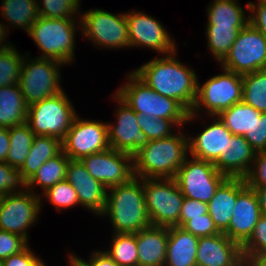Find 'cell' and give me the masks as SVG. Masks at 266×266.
Segmentation results:
<instances>
[{"label": "cell", "instance_id": "836d02e7", "mask_svg": "<svg viewBox=\"0 0 266 266\" xmlns=\"http://www.w3.org/2000/svg\"><path fill=\"white\" fill-rule=\"evenodd\" d=\"M110 241L105 252L119 266H138L136 233H112Z\"/></svg>", "mask_w": 266, "mask_h": 266}, {"label": "cell", "instance_id": "60d3db41", "mask_svg": "<svg viewBox=\"0 0 266 266\" xmlns=\"http://www.w3.org/2000/svg\"><path fill=\"white\" fill-rule=\"evenodd\" d=\"M27 189L19 168H14L6 162H0V197L10 193L23 192Z\"/></svg>", "mask_w": 266, "mask_h": 266}, {"label": "cell", "instance_id": "c3c4849f", "mask_svg": "<svg viewBox=\"0 0 266 266\" xmlns=\"http://www.w3.org/2000/svg\"><path fill=\"white\" fill-rule=\"evenodd\" d=\"M70 255L79 266H119L104 250H93L88 260L73 252Z\"/></svg>", "mask_w": 266, "mask_h": 266}, {"label": "cell", "instance_id": "7a4b0ae2", "mask_svg": "<svg viewBox=\"0 0 266 266\" xmlns=\"http://www.w3.org/2000/svg\"><path fill=\"white\" fill-rule=\"evenodd\" d=\"M184 127L169 137L151 140L133 155L134 176L138 178H174L189 156L188 134Z\"/></svg>", "mask_w": 266, "mask_h": 266}, {"label": "cell", "instance_id": "f907efd6", "mask_svg": "<svg viewBox=\"0 0 266 266\" xmlns=\"http://www.w3.org/2000/svg\"><path fill=\"white\" fill-rule=\"evenodd\" d=\"M9 146V128H0V162H6Z\"/></svg>", "mask_w": 266, "mask_h": 266}, {"label": "cell", "instance_id": "7dc6e473", "mask_svg": "<svg viewBox=\"0 0 266 266\" xmlns=\"http://www.w3.org/2000/svg\"><path fill=\"white\" fill-rule=\"evenodd\" d=\"M43 259L36 256L30 244L20 253L11 255L0 264L1 266H37Z\"/></svg>", "mask_w": 266, "mask_h": 266}, {"label": "cell", "instance_id": "cb8c5ba5", "mask_svg": "<svg viewBox=\"0 0 266 266\" xmlns=\"http://www.w3.org/2000/svg\"><path fill=\"white\" fill-rule=\"evenodd\" d=\"M199 238L180 226L168 228V243L164 266H197Z\"/></svg>", "mask_w": 266, "mask_h": 266}, {"label": "cell", "instance_id": "ab89813d", "mask_svg": "<svg viewBox=\"0 0 266 266\" xmlns=\"http://www.w3.org/2000/svg\"><path fill=\"white\" fill-rule=\"evenodd\" d=\"M243 258L252 263L266 256V215H261L249 239L241 246Z\"/></svg>", "mask_w": 266, "mask_h": 266}, {"label": "cell", "instance_id": "7c38bea8", "mask_svg": "<svg viewBox=\"0 0 266 266\" xmlns=\"http://www.w3.org/2000/svg\"><path fill=\"white\" fill-rule=\"evenodd\" d=\"M226 178L212 162L189 155L179 167L174 180L184 197L209 203Z\"/></svg>", "mask_w": 266, "mask_h": 266}, {"label": "cell", "instance_id": "f1b7e54d", "mask_svg": "<svg viewBox=\"0 0 266 266\" xmlns=\"http://www.w3.org/2000/svg\"><path fill=\"white\" fill-rule=\"evenodd\" d=\"M206 11L207 25L246 26L250 20L239 0H212Z\"/></svg>", "mask_w": 266, "mask_h": 266}, {"label": "cell", "instance_id": "74e56055", "mask_svg": "<svg viewBox=\"0 0 266 266\" xmlns=\"http://www.w3.org/2000/svg\"><path fill=\"white\" fill-rule=\"evenodd\" d=\"M24 55L14 44L0 50V87L18 84Z\"/></svg>", "mask_w": 266, "mask_h": 266}, {"label": "cell", "instance_id": "bcb514c9", "mask_svg": "<svg viewBox=\"0 0 266 266\" xmlns=\"http://www.w3.org/2000/svg\"><path fill=\"white\" fill-rule=\"evenodd\" d=\"M208 209V203L185 197L179 216V226L181 227L191 218L202 217V215L208 213Z\"/></svg>", "mask_w": 266, "mask_h": 266}, {"label": "cell", "instance_id": "6f0895ef", "mask_svg": "<svg viewBox=\"0 0 266 266\" xmlns=\"http://www.w3.org/2000/svg\"><path fill=\"white\" fill-rule=\"evenodd\" d=\"M240 266H254L252 263L250 262H243Z\"/></svg>", "mask_w": 266, "mask_h": 266}, {"label": "cell", "instance_id": "1f68e13d", "mask_svg": "<svg viewBox=\"0 0 266 266\" xmlns=\"http://www.w3.org/2000/svg\"><path fill=\"white\" fill-rule=\"evenodd\" d=\"M260 115L261 112L242 101L221 111L217 116L232 134L243 136Z\"/></svg>", "mask_w": 266, "mask_h": 266}, {"label": "cell", "instance_id": "4fadbf2b", "mask_svg": "<svg viewBox=\"0 0 266 266\" xmlns=\"http://www.w3.org/2000/svg\"><path fill=\"white\" fill-rule=\"evenodd\" d=\"M40 214L39 195L28 189L7 194L0 201V229L18 234L29 242L28 230L37 223Z\"/></svg>", "mask_w": 266, "mask_h": 266}, {"label": "cell", "instance_id": "ba28073f", "mask_svg": "<svg viewBox=\"0 0 266 266\" xmlns=\"http://www.w3.org/2000/svg\"><path fill=\"white\" fill-rule=\"evenodd\" d=\"M25 53L18 81L25 102L30 105L63 91L60 69L65 64Z\"/></svg>", "mask_w": 266, "mask_h": 266}, {"label": "cell", "instance_id": "2e32d148", "mask_svg": "<svg viewBox=\"0 0 266 266\" xmlns=\"http://www.w3.org/2000/svg\"><path fill=\"white\" fill-rule=\"evenodd\" d=\"M81 162L90 175L107 189L127 183L135 177L133 156L112 148L83 157Z\"/></svg>", "mask_w": 266, "mask_h": 266}, {"label": "cell", "instance_id": "e0dca14e", "mask_svg": "<svg viewBox=\"0 0 266 266\" xmlns=\"http://www.w3.org/2000/svg\"><path fill=\"white\" fill-rule=\"evenodd\" d=\"M111 97L118 106L115 113H113L116 121L113 123L112 121L107 122L110 148L133 156L149 140L138 125L136 112L115 92Z\"/></svg>", "mask_w": 266, "mask_h": 266}, {"label": "cell", "instance_id": "f6af8a7d", "mask_svg": "<svg viewBox=\"0 0 266 266\" xmlns=\"http://www.w3.org/2000/svg\"><path fill=\"white\" fill-rule=\"evenodd\" d=\"M249 187H266V151H258L244 178Z\"/></svg>", "mask_w": 266, "mask_h": 266}, {"label": "cell", "instance_id": "b9f144b4", "mask_svg": "<svg viewBox=\"0 0 266 266\" xmlns=\"http://www.w3.org/2000/svg\"><path fill=\"white\" fill-rule=\"evenodd\" d=\"M29 245L22 236L0 229V263L11 255L20 253Z\"/></svg>", "mask_w": 266, "mask_h": 266}, {"label": "cell", "instance_id": "d4e9b609", "mask_svg": "<svg viewBox=\"0 0 266 266\" xmlns=\"http://www.w3.org/2000/svg\"><path fill=\"white\" fill-rule=\"evenodd\" d=\"M236 202L237 178H226L208 203V214L222 233L229 226Z\"/></svg>", "mask_w": 266, "mask_h": 266}, {"label": "cell", "instance_id": "7bdbcfd3", "mask_svg": "<svg viewBox=\"0 0 266 266\" xmlns=\"http://www.w3.org/2000/svg\"><path fill=\"white\" fill-rule=\"evenodd\" d=\"M181 227L198 238L221 233L208 213L189 219Z\"/></svg>", "mask_w": 266, "mask_h": 266}, {"label": "cell", "instance_id": "ffe728a7", "mask_svg": "<svg viewBox=\"0 0 266 266\" xmlns=\"http://www.w3.org/2000/svg\"><path fill=\"white\" fill-rule=\"evenodd\" d=\"M196 262L197 266H240L245 260L241 246L221 232L199 238Z\"/></svg>", "mask_w": 266, "mask_h": 266}, {"label": "cell", "instance_id": "5bb4252c", "mask_svg": "<svg viewBox=\"0 0 266 266\" xmlns=\"http://www.w3.org/2000/svg\"><path fill=\"white\" fill-rule=\"evenodd\" d=\"M62 147L65 155L72 160H81L109 149L107 122L82 119L79 114L76 115L62 140Z\"/></svg>", "mask_w": 266, "mask_h": 266}, {"label": "cell", "instance_id": "8fae6325", "mask_svg": "<svg viewBox=\"0 0 266 266\" xmlns=\"http://www.w3.org/2000/svg\"><path fill=\"white\" fill-rule=\"evenodd\" d=\"M219 64L240 75L266 70V38L249 22Z\"/></svg>", "mask_w": 266, "mask_h": 266}, {"label": "cell", "instance_id": "9f6ffc18", "mask_svg": "<svg viewBox=\"0 0 266 266\" xmlns=\"http://www.w3.org/2000/svg\"><path fill=\"white\" fill-rule=\"evenodd\" d=\"M248 3H264V4H266V0H256V2L254 1H249Z\"/></svg>", "mask_w": 266, "mask_h": 266}, {"label": "cell", "instance_id": "f546056e", "mask_svg": "<svg viewBox=\"0 0 266 266\" xmlns=\"http://www.w3.org/2000/svg\"><path fill=\"white\" fill-rule=\"evenodd\" d=\"M68 161L69 158L63 151L56 157L48 159L27 182V189L40 196L36 190L38 186L44 193L57 182L65 180Z\"/></svg>", "mask_w": 266, "mask_h": 266}, {"label": "cell", "instance_id": "603a6c76", "mask_svg": "<svg viewBox=\"0 0 266 266\" xmlns=\"http://www.w3.org/2000/svg\"><path fill=\"white\" fill-rule=\"evenodd\" d=\"M138 266H164L168 228L150 225L136 232Z\"/></svg>", "mask_w": 266, "mask_h": 266}, {"label": "cell", "instance_id": "681fc988", "mask_svg": "<svg viewBox=\"0 0 266 266\" xmlns=\"http://www.w3.org/2000/svg\"><path fill=\"white\" fill-rule=\"evenodd\" d=\"M245 7L249 11V22L266 38V4L247 3Z\"/></svg>", "mask_w": 266, "mask_h": 266}, {"label": "cell", "instance_id": "db71d44e", "mask_svg": "<svg viewBox=\"0 0 266 266\" xmlns=\"http://www.w3.org/2000/svg\"><path fill=\"white\" fill-rule=\"evenodd\" d=\"M252 264L254 266H266V256L255 259Z\"/></svg>", "mask_w": 266, "mask_h": 266}, {"label": "cell", "instance_id": "f5cc1de1", "mask_svg": "<svg viewBox=\"0 0 266 266\" xmlns=\"http://www.w3.org/2000/svg\"><path fill=\"white\" fill-rule=\"evenodd\" d=\"M3 21L0 22V50L7 48L14 43L10 42L7 39V35H9V32L7 31V28L5 26L6 23H2ZM12 43V44H11Z\"/></svg>", "mask_w": 266, "mask_h": 266}, {"label": "cell", "instance_id": "4316f807", "mask_svg": "<svg viewBox=\"0 0 266 266\" xmlns=\"http://www.w3.org/2000/svg\"><path fill=\"white\" fill-rule=\"evenodd\" d=\"M28 106L19 84L0 87V128L26 123Z\"/></svg>", "mask_w": 266, "mask_h": 266}, {"label": "cell", "instance_id": "277c9868", "mask_svg": "<svg viewBox=\"0 0 266 266\" xmlns=\"http://www.w3.org/2000/svg\"><path fill=\"white\" fill-rule=\"evenodd\" d=\"M81 30L80 18H45L39 16L27 33L42 55L38 58L52 59L70 65L75 61L76 33Z\"/></svg>", "mask_w": 266, "mask_h": 266}, {"label": "cell", "instance_id": "4dcf8cb0", "mask_svg": "<svg viewBox=\"0 0 266 266\" xmlns=\"http://www.w3.org/2000/svg\"><path fill=\"white\" fill-rule=\"evenodd\" d=\"M205 27L207 48L213 59L219 64L228 54L239 31L245 26L205 25Z\"/></svg>", "mask_w": 266, "mask_h": 266}, {"label": "cell", "instance_id": "484cf974", "mask_svg": "<svg viewBox=\"0 0 266 266\" xmlns=\"http://www.w3.org/2000/svg\"><path fill=\"white\" fill-rule=\"evenodd\" d=\"M62 151L61 139L53 136L35 135L29 154L19 168L24 180L28 182L48 159L56 157Z\"/></svg>", "mask_w": 266, "mask_h": 266}, {"label": "cell", "instance_id": "8992f818", "mask_svg": "<svg viewBox=\"0 0 266 266\" xmlns=\"http://www.w3.org/2000/svg\"><path fill=\"white\" fill-rule=\"evenodd\" d=\"M125 78V83L114 92L135 112L156 119L188 118L189 112L178 101L158 94L133 71L127 72Z\"/></svg>", "mask_w": 266, "mask_h": 266}, {"label": "cell", "instance_id": "680465c9", "mask_svg": "<svg viewBox=\"0 0 266 266\" xmlns=\"http://www.w3.org/2000/svg\"><path fill=\"white\" fill-rule=\"evenodd\" d=\"M45 261L42 260L37 266H47L46 262L44 263Z\"/></svg>", "mask_w": 266, "mask_h": 266}, {"label": "cell", "instance_id": "9c48e42d", "mask_svg": "<svg viewBox=\"0 0 266 266\" xmlns=\"http://www.w3.org/2000/svg\"><path fill=\"white\" fill-rule=\"evenodd\" d=\"M81 33L98 49H127L129 46L128 22L125 12L111 13L104 9H90L80 13Z\"/></svg>", "mask_w": 266, "mask_h": 266}, {"label": "cell", "instance_id": "8d00e7d4", "mask_svg": "<svg viewBox=\"0 0 266 266\" xmlns=\"http://www.w3.org/2000/svg\"><path fill=\"white\" fill-rule=\"evenodd\" d=\"M43 199H46L45 201L52 204L59 213H61L63 209L68 210L75 206L77 207V205L79 206L76 190L66 180L57 182L44 193H40L41 210L44 205Z\"/></svg>", "mask_w": 266, "mask_h": 266}, {"label": "cell", "instance_id": "d6a6232c", "mask_svg": "<svg viewBox=\"0 0 266 266\" xmlns=\"http://www.w3.org/2000/svg\"><path fill=\"white\" fill-rule=\"evenodd\" d=\"M34 136L26 123L9 128L10 146L6 163L20 168L29 154Z\"/></svg>", "mask_w": 266, "mask_h": 266}, {"label": "cell", "instance_id": "e575fe53", "mask_svg": "<svg viewBox=\"0 0 266 266\" xmlns=\"http://www.w3.org/2000/svg\"><path fill=\"white\" fill-rule=\"evenodd\" d=\"M243 102L266 113V70L242 75Z\"/></svg>", "mask_w": 266, "mask_h": 266}, {"label": "cell", "instance_id": "9a60e30c", "mask_svg": "<svg viewBox=\"0 0 266 266\" xmlns=\"http://www.w3.org/2000/svg\"><path fill=\"white\" fill-rule=\"evenodd\" d=\"M125 15L130 48H149L161 56L174 53L179 48L176 40L158 19L135 9L125 12Z\"/></svg>", "mask_w": 266, "mask_h": 266}, {"label": "cell", "instance_id": "5b68a950", "mask_svg": "<svg viewBox=\"0 0 266 266\" xmlns=\"http://www.w3.org/2000/svg\"><path fill=\"white\" fill-rule=\"evenodd\" d=\"M222 73L197 81V95L186 125L202 116H216L243 100L242 75L221 67ZM205 112V113H204Z\"/></svg>", "mask_w": 266, "mask_h": 266}, {"label": "cell", "instance_id": "52a82bcc", "mask_svg": "<svg viewBox=\"0 0 266 266\" xmlns=\"http://www.w3.org/2000/svg\"><path fill=\"white\" fill-rule=\"evenodd\" d=\"M77 114L70 97L63 90L30 104L26 124L34 135L53 136L63 140Z\"/></svg>", "mask_w": 266, "mask_h": 266}, {"label": "cell", "instance_id": "d6986e66", "mask_svg": "<svg viewBox=\"0 0 266 266\" xmlns=\"http://www.w3.org/2000/svg\"><path fill=\"white\" fill-rule=\"evenodd\" d=\"M65 180L76 190L79 206L100 217L106 207L107 188L90 175L81 160L69 159Z\"/></svg>", "mask_w": 266, "mask_h": 266}, {"label": "cell", "instance_id": "3957f363", "mask_svg": "<svg viewBox=\"0 0 266 266\" xmlns=\"http://www.w3.org/2000/svg\"><path fill=\"white\" fill-rule=\"evenodd\" d=\"M108 217L112 233H136L151 225L145 204L142 178L107 189L106 207L100 217Z\"/></svg>", "mask_w": 266, "mask_h": 266}, {"label": "cell", "instance_id": "6da1fadb", "mask_svg": "<svg viewBox=\"0 0 266 266\" xmlns=\"http://www.w3.org/2000/svg\"><path fill=\"white\" fill-rule=\"evenodd\" d=\"M177 52L155 56L132 71L155 92L175 99L190 113L199 79L193 68L178 60Z\"/></svg>", "mask_w": 266, "mask_h": 266}, {"label": "cell", "instance_id": "83f0119b", "mask_svg": "<svg viewBox=\"0 0 266 266\" xmlns=\"http://www.w3.org/2000/svg\"><path fill=\"white\" fill-rule=\"evenodd\" d=\"M0 8L8 32L13 26L28 33L39 17L37 0H3Z\"/></svg>", "mask_w": 266, "mask_h": 266}, {"label": "cell", "instance_id": "7402d4cb", "mask_svg": "<svg viewBox=\"0 0 266 266\" xmlns=\"http://www.w3.org/2000/svg\"><path fill=\"white\" fill-rule=\"evenodd\" d=\"M256 153L243 136L232 134L227 141L226 153H221L213 165L227 178L244 179L251 169Z\"/></svg>", "mask_w": 266, "mask_h": 266}, {"label": "cell", "instance_id": "11a10c76", "mask_svg": "<svg viewBox=\"0 0 266 266\" xmlns=\"http://www.w3.org/2000/svg\"><path fill=\"white\" fill-rule=\"evenodd\" d=\"M67 255L69 257L68 260H67L68 261L67 262L68 263V266H76V262L72 259L71 255H70V250L68 251V254Z\"/></svg>", "mask_w": 266, "mask_h": 266}, {"label": "cell", "instance_id": "ac0fdd59", "mask_svg": "<svg viewBox=\"0 0 266 266\" xmlns=\"http://www.w3.org/2000/svg\"><path fill=\"white\" fill-rule=\"evenodd\" d=\"M261 209L255 190L243 178H237V202L228 228L223 232L242 246L250 237L261 217Z\"/></svg>", "mask_w": 266, "mask_h": 266}, {"label": "cell", "instance_id": "ee69618b", "mask_svg": "<svg viewBox=\"0 0 266 266\" xmlns=\"http://www.w3.org/2000/svg\"><path fill=\"white\" fill-rule=\"evenodd\" d=\"M243 137L256 152L266 151V113H261L260 117L255 119L254 124Z\"/></svg>", "mask_w": 266, "mask_h": 266}, {"label": "cell", "instance_id": "30bf717a", "mask_svg": "<svg viewBox=\"0 0 266 266\" xmlns=\"http://www.w3.org/2000/svg\"><path fill=\"white\" fill-rule=\"evenodd\" d=\"M146 211L151 225L179 226L184 196L174 178H142Z\"/></svg>", "mask_w": 266, "mask_h": 266}, {"label": "cell", "instance_id": "816d5d0a", "mask_svg": "<svg viewBox=\"0 0 266 266\" xmlns=\"http://www.w3.org/2000/svg\"><path fill=\"white\" fill-rule=\"evenodd\" d=\"M255 190L261 213L266 215V187H250Z\"/></svg>", "mask_w": 266, "mask_h": 266}, {"label": "cell", "instance_id": "f35d334b", "mask_svg": "<svg viewBox=\"0 0 266 266\" xmlns=\"http://www.w3.org/2000/svg\"><path fill=\"white\" fill-rule=\"evenodd\" d=\"M81 0H37L38 14L45 18H79Z\"/></svg>", "mask_w": 266, "mask_h": 266}, {"label": "cell", "instance_id": "d590c367", "mask_svg": "<svg viewBox=\"0 0 266 266\" xmlns=\"http://www.w3.org/2000/svg\"><path fill=\"white\" fill-rule=\"evenodd\" d=\"M136 118L141 131L149 141L171 136L178 128L184 127L187 121V119H156L152 115L144 116L137 112Z\"/></svg>", "mask_w": 266, "mask_h": 266}, {"label": "cell", "instance_id": "44dd1931", "mask_svg": "<svg viewBox=\"0 0 266 266\" xmlns=\"http://www.w3.org/2000/svg\"><path fill=\"white\" fill-rule=\"evenodd\" d=\"M211 120L197 134H188L189 155L200 160L214 162L221 153H226L227 141L232 133L226 128L218 116H204ZM208 125V126H207Z\"/></svg>", "mask_w": 266, "mask_h": 266}]
</instances>
